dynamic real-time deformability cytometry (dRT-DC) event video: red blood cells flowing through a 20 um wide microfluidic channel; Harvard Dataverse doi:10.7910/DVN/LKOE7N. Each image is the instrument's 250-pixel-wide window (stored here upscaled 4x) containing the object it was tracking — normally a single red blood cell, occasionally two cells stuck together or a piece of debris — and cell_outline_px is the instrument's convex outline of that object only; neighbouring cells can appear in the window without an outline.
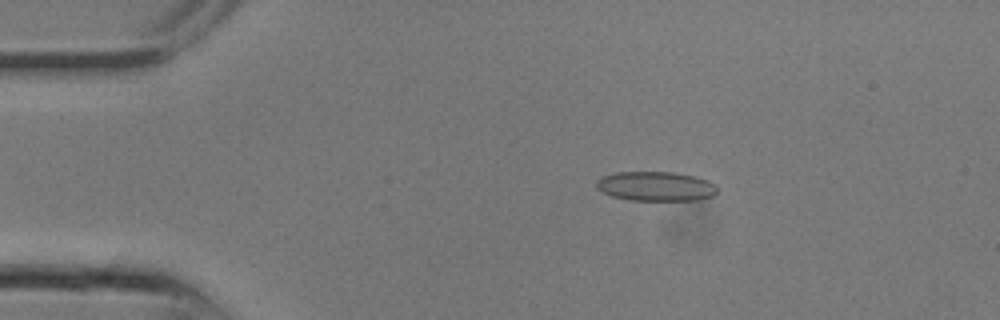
{"species": "common noctule bat (a hibernating species)", "species_latin": "Nyctalus noctula", "temperature_condition": "room temperature", "stored_images_in_passage": 11, "camera_frame_rate_fps": 3000, "um_per_image_px": 0.085, "animal": {"sex": "male", "body_mass_g": 13.3}, "frame": {"image": 1, "passage_image": 5, "time_ms": 1.333, "image_size_px": [1000, 320], "cell_outline_px": [[716, 192], [712, 196], [696, 200], [628, 200], [612, 196], [596, 188], [596, 180], [600, 176], [616, 172], [676, 172], [696, 176], [708, 180], [716, 184]], "centroid_in_image_um": [55.73, 15.82], "position_along_channel_um": 29.3, "area_um2": 20.92}}
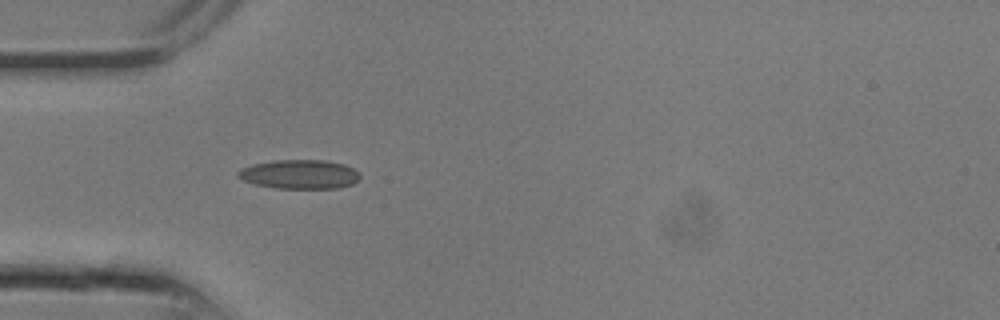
{"frame": {"image": 2, "passage_image": 8, "time_ms": 2.333, "image_size_px": [1000, 320], "cell_outline_px": [[360, 180], [352, 184], [340, 188], [276, 188], [256, 184], [244, 180], [236, 176], [236, 172], [240, 168], [252, 164], [272, 160], [324, 160], [344, 164], [352, 168], [360, 176]], "centroid_in_image_um": [25.44, 14.81], "position_along_channel_um": 59.6, "area_um2": 20.75}}
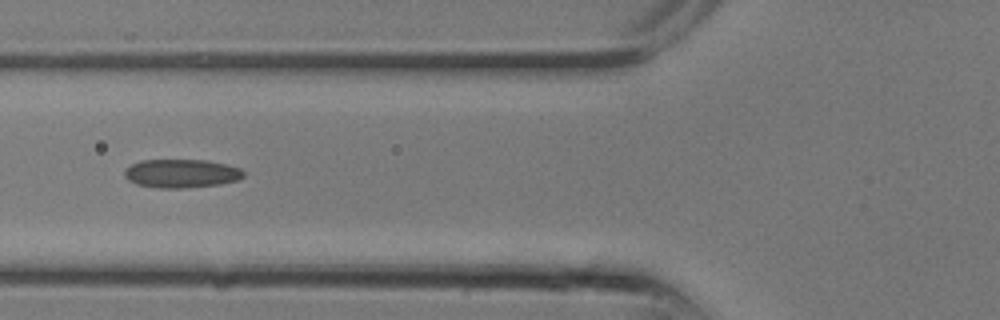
{"frame": {"image": 3, "passage_image": 10, "time_ms": 3.0, "image_size_px": [1000, 320], "cell_outline_px": [[244, 176], [236, 180], [220, 184], [184, 188], [156, 188], [136, 184], [128, 180], [124, 176], [124, 172], [132, 164], [140, 160], [208, 160], [240, 168], [244, 172]], "centroid_in_image_um": [15.4, 14.75], "position_along_channel_um": 110.4, "area_um2": 19.77}}